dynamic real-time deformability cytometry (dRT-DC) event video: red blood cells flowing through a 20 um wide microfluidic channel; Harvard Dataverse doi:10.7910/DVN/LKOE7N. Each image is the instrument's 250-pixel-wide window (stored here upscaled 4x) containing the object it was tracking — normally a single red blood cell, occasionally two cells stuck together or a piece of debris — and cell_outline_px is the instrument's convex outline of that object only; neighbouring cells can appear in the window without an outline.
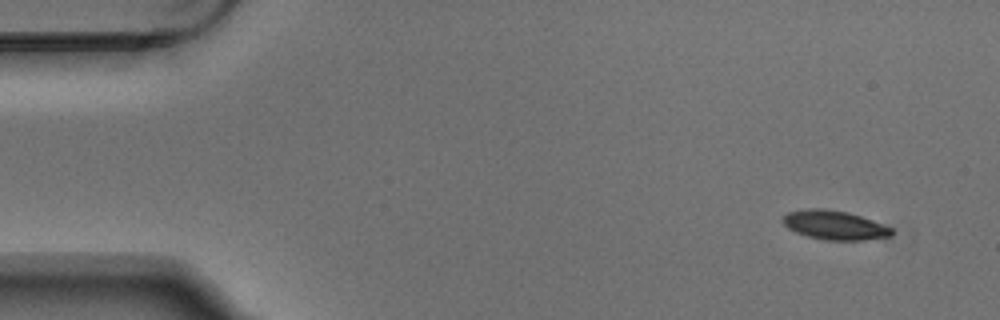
{"species": "Egyptian fruit bat (a non-hibernating species)", "species_latin": "Rousettus aegyptiacus", "temperature_condition": "warm", "stored_images_in_passage": 4, "camera_frame_rate_fps": 3000, "um_per_image_px": 0.085, "animal": {"sex": "male"}, "frame": {"image": 1, "passage_image": 1, "time_ms": 0.0, "image_size_px": [1000, 320], "cell_outline_px": [[896, 232], [892, 236], [864, 240], [824, 240], [808, 236], [796, 232], [788, 228], [780, 220], [788, 212], [808, 208], [824, 208], [848, 212], [872, 220], [892, 228]], "centroid_in_image_um": [70.95, 19.13], "position_along_channel_um": 14.1, "area_um2": 18.55}}
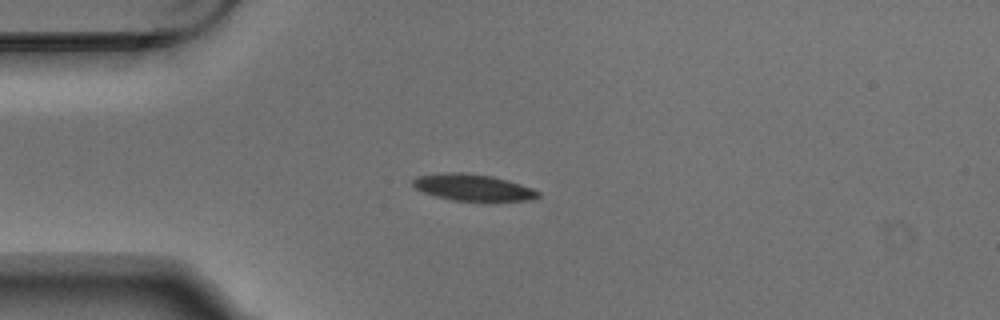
{"frame": {"image": 2, "passage_image": 4, "time_ms": 1.0, "image_size_px": [1000, 320], "cell_outline_px": [[540, 196], [532, 200], [488, 204], [452, 200], [436, 196], [424, 192], [416, 188], [412, 184], [412, 180], [416, 176], [440, 172], [464, 172], [492, 176], [508, 180], [532, 188], [540, 192]], "centroid_in_image_um": [40.26, 15.98], "position_along_channel_um": 44.7, "area_um2": 20.46}}